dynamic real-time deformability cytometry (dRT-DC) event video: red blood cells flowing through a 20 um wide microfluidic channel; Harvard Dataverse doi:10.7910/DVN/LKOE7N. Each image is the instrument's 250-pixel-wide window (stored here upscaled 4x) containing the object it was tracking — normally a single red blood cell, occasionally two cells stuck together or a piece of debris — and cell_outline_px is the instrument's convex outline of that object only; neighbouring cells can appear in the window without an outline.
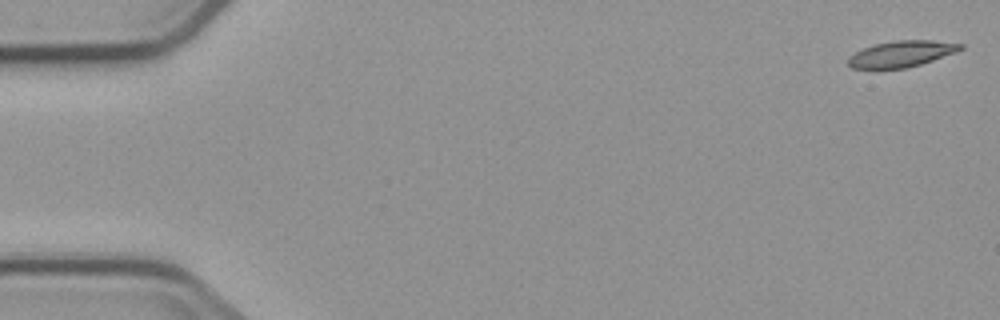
{"species": "common noctule bat (a hibernating species)", "species_latin": "Nyctalus noctula", "temperature_condition": "cold", "stored_images_in_passage": 6, "camera_frame_rate_fps": 3000, "um_per_image_px": 0.085, "animal": {"sex": "male", "body_mass_g": 23.1, "forearm_length_mm": 52.7}, "frame": {"image": 1, "passage_image": 1, "time_ms": 0.0, "image_size_px": [1000, 320], "cell_outline_px": [[964, 48], [956, 52], [920, 64], [904, 68], [852, 68], [848, 64], [848, 56], [864, 48], [876, 44], [896, 40], [932, 40], [964, 44]], "centroid_in_image_um": [76.64, 4.57], "position_along_channel_um": 8.4, "area_um2": 16.88}}